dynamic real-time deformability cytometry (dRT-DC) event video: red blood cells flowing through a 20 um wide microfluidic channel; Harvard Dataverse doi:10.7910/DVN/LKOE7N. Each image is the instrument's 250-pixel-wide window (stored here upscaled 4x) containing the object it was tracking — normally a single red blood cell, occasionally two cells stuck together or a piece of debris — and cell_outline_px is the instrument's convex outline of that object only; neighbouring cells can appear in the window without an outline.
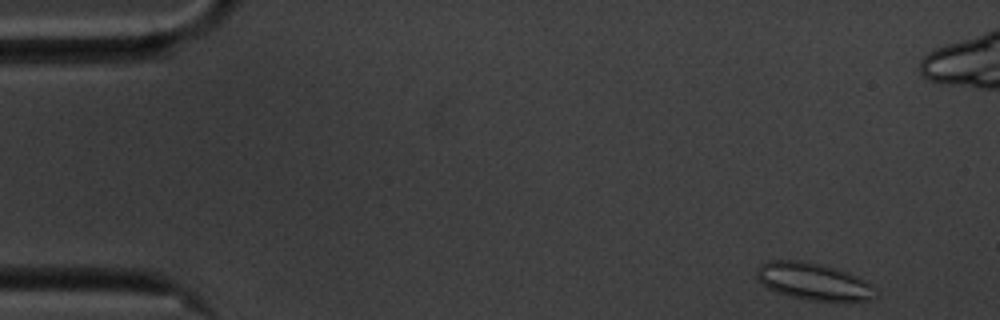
{"species": "common noctule bat (a hibernating species)", "species_latin": "Nyctalus noctula", "temperature_condition": "cold", "stored_images_in_passage": 14, "camera_frame_rate_fps": 3000, "um_per_image_px": 0.085, "animal": {"sex": "male", "body_mass_g": 20.1, "forearm_length_mm": 53.5}, "frame": {"image": 1, "passage_image": 1, "time_ms": 0.0, "image_size_px": [1000, 320], "cell_outline_px": [[880, 292], [868, 300], [844, 304], [808, 300], [776, 292], [760, 284], [756, 276], [756, 268], [760, 264], [768, 260], [796, 260], [816, 264], [832, 268], [856, 276], [872, 284]], "centroid_in_image_um": [69.17, 23.98], "position_along_channel_um": 15.8, "area_um2": 26.18}}